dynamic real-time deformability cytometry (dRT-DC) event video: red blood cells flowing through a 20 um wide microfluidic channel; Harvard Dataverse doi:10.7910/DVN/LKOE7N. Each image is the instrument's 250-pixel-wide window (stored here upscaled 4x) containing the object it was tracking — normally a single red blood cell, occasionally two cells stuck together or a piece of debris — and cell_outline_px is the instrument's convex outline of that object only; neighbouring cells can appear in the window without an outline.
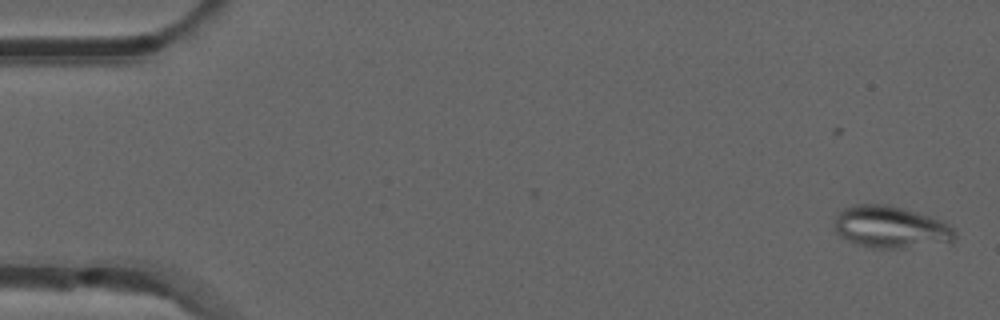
{"species": "common noctule bat (a hibernating species)", "species_latin": "Nyctalus noctula", "temperature_condition": "room temperature", "stored_images_in_passage": 54, "camera_frame_rate_fps": 3000, "um_per_image_px": 0.085, "animal": {"sex": "male", "forearm_length_mm": 52.5}, "frame": {"image": 1, "passage_image": 2, "time_ms": 0.333, "image_size_px": [1000, 320], "cell_outline_px": [[956, 240], [952, 244], [904, 248], [872, 248], [856, 244], [840, 236], [836, 232], [836, 216], [844, 208], [856, 204], [884, 204], [904, 208], [932, 216], [948, 224], [956, 232]], "centroid_in_image_um": [75.8, 19.33], "position_along_channel_um": 9.2, "area_um2": 29.94}}
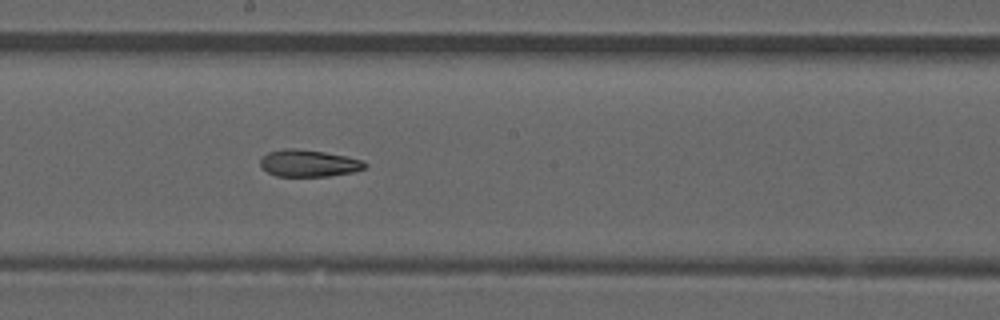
{"frame": {"image": 2, "passage_image": 29, "time_ms": 9.333, "image_size_px": [1000, 320], "cell_outline_px": [[368, 164], [364, 168], [352, 172], [328, 176], [276, 176], [260, 168], [260, 160], [268, 152], [284, 148], [296, 148], [324, 152], [364, 160]], "centroid_in_image_um": [26.21, 13.87], "position_along_channel_um": 222.0, "area_um2": 16.42}}
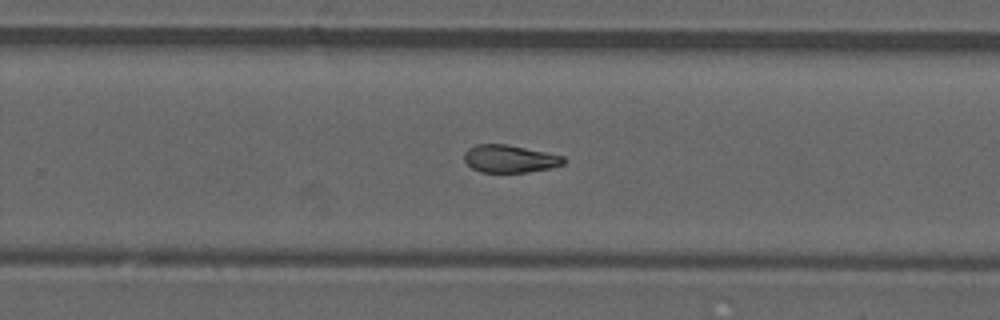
{"frame": {"image": 3, "passage_image": 34, "time_ms": 11.0, "image_size_px": [1000, 320], "cell_outline_px": [[568, 160], [564, 164], [548, 168], [528, 172], [480, 172], [472, 168], [464, 160], [464, 152], [468, 148], [476, 144], [508, 144], [564, 156]], "centroid_in_image_um": [43.33, 13.49], "position_along_channel_um": 286.5, "area_um2": 16.07}, "authors_computed_cell_mechanics": {"area_um2": 17.4556, "velocity_mm_per_s": 3.9014, "shape_relaxation_time_tau1_ms": null, "shape_relaxation_time_tau2_ms": 5.906, "deformation_change_tau1": null, "deformation_change_tau2": 0.1396}}